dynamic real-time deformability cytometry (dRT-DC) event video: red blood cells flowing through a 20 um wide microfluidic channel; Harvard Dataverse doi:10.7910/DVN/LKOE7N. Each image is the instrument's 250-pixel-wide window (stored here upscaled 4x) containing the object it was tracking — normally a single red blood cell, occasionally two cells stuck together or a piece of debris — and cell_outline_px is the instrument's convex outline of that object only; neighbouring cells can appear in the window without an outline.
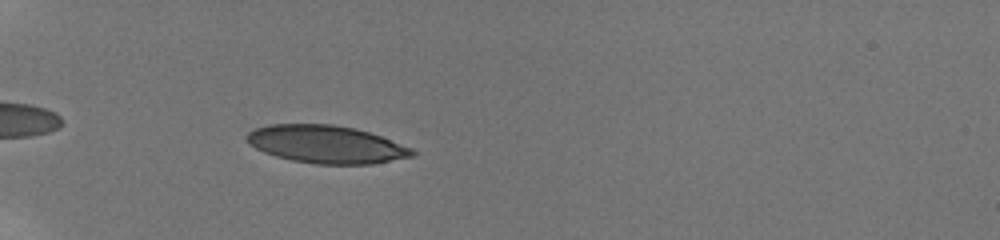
{"species": "human", "species_latin": "Homo sapiens", "temperature_condition": "room temperature", "stored_images_in_passage": 7, "camera_frame_rate_fps": 3000, "um_per_image_px": 0.085, "donor": {"sex": "male"}, "frame": {"image": 1, "passage_image": 2, "time_ms": 0.667, "image_size_px": [1000, 240], "cell_outline_px": [[416, 152], [412, 156], [372, 164], [316, 164], [292, 160], [276, 156], [264, 152], [256, 148], [244, 140], [244, 136], [248, 132], [256, 128], [268, 124], [332, 124], [356, 128], [380, 136], [412, 148]], "centroid_in_image_um": [27.69, 12.26], "position_along_channel_um": 57.3, "area_um2": 36.36}}
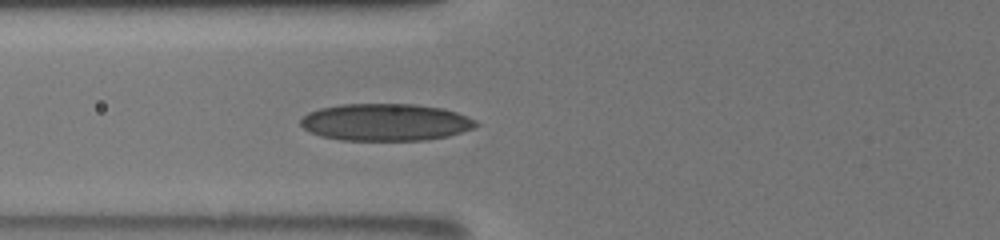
{"frame": {"image": 2, "passage_image": 7, "time_ms": 2.333, "image_size_px": [1000, 240], "cell_outline_px": [[480, 124], [472, 128], [448, 136], [424, 140], [340, 140], [320, 136], [308, 132], [300, 124], [300, 120], [308, 112], [320, 108], [340, 104], [416, 104], [440, 108], [456, 112], [476, 120]], "centroid_in_image_um": [32.73, 10.39], "position_along_channel_um": 93.1, "area_um2": 37.97}}